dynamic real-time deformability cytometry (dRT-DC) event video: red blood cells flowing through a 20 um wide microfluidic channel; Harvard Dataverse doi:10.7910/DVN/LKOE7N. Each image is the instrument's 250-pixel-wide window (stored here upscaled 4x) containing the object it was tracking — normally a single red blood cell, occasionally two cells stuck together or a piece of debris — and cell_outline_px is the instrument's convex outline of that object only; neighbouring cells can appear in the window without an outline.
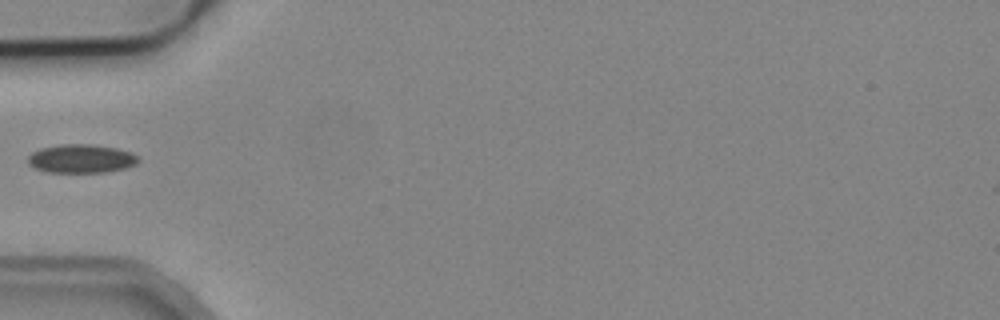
{"species": "common noctule bat (a hibernating species)", "species_latin": "Nyctalus noctula", "temperature_condition": "cold", "stored_images_in_passage": 2, "camera_frame_rate_fps": 3000, "um_per_image_px": 0.085, "animal": {"sex": "male", "body_mass_g": 19.2, "forearm_length_mm": 51.8}, "frame": {"image": 1, "passage_image": 2, "time_ms": 1.333, "image_size_px": [1000, 320], "cell_outline_px": [[140, 160], [136, 164], [124, 168], [104, 172], [48, 172], [36, 168], [28, 164], [28, 156], [32, 152], [40, 148], [60, 144], [92, 144], [116, 148], [132, 152]], "centroid_in_image_um": [6.89, 13.47], "position_along_channel_um": 78.1, "area_um2": 18.38}}